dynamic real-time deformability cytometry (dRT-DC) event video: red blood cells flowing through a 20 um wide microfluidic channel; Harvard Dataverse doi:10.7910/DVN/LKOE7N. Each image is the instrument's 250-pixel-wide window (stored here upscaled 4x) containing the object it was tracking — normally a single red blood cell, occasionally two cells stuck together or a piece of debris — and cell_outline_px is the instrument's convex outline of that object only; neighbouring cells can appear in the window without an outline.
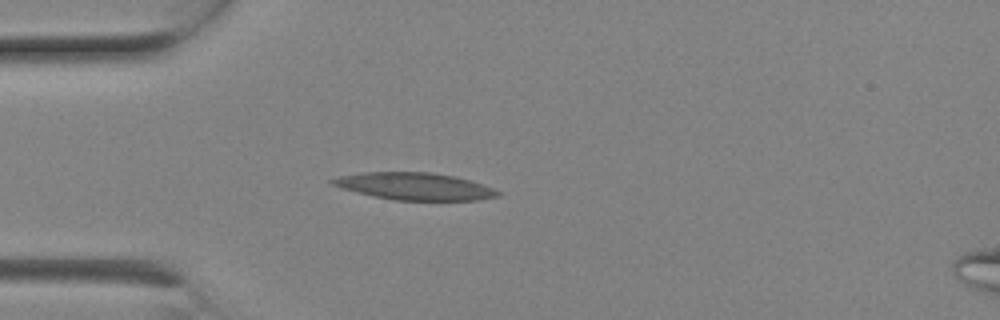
{"species": "Egyptian fruit bat (a non-hibernating species)", "species_latin": "Rousettus aegyptiacus", "temperature_condition": "room temperature", "stored_images_in_passage": 7, "camera_frame_rate_fps": 3000, "um_per_image_px": 0.085, "animal": {"sex": "female"}, "frame": {"image": 1, "passage_image": 4, "time_ms": 1.0, "image_size_px": [1000, 320], "cell_outline_px": [[504, 192], [500, 196], [480, 200], [392, 200], [372, 196], [356, 192], [332, 184], [328, 180], [340, 176], [364, 172], [432, 172], [456, 176]], "centroid_in_image_um": [35.28, 15.84], "position_along_channel_um": 49.7, "area_um2": 26.18}}
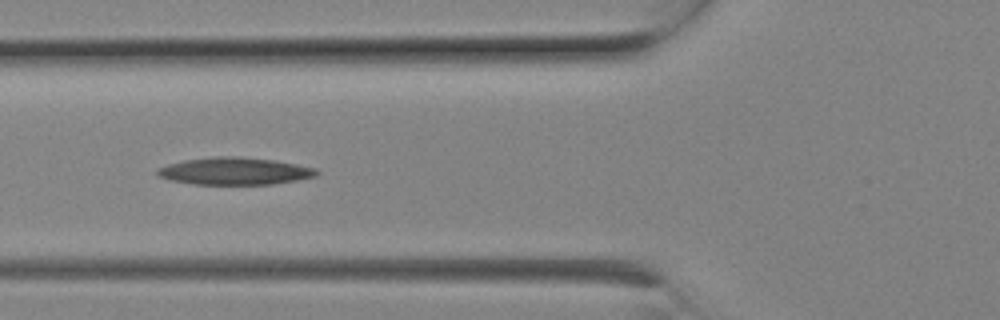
{"frame": {"image": 2, "passage_image": 6, "time_ms": 1.667, "image_size_px": [1000, 320], "cell_outline_px": [[320, 172], [316, 176], [296, 180], [272, 184], [192, 184], [168, 180], [160, 176], [156, 172], [156, 168], [168, 164], [184, 160], [216, 156], [240, 156], [276, 160], [316, 168]], "centroid_in_image_um": [19.94, 14.54], "position_along_channel_um": 105.9, "area_um2": 25.43}}
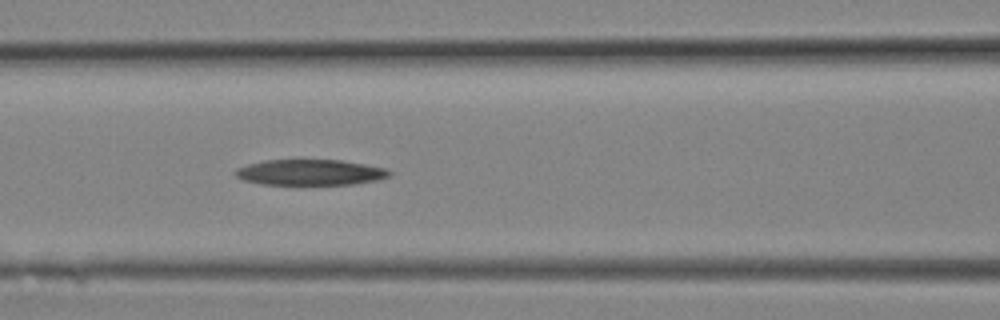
{"frame": {"image": 3, "passage_image": 7, "time_ms": 2.0, "image_size_px": [1000, 320], "cell_outline_px": [[392, 172], [388, 176], [376, 180], [352, 184], [260, 184], [244, 180], [236, 176], [236, 168], [248, 164], [264, 160], [300, 156], [340, 160], [388, 168]], "centroid_in_image_um": [26.33, 14.59], "position_along_channel_um": 140.3, "area_um2": 23.99}}